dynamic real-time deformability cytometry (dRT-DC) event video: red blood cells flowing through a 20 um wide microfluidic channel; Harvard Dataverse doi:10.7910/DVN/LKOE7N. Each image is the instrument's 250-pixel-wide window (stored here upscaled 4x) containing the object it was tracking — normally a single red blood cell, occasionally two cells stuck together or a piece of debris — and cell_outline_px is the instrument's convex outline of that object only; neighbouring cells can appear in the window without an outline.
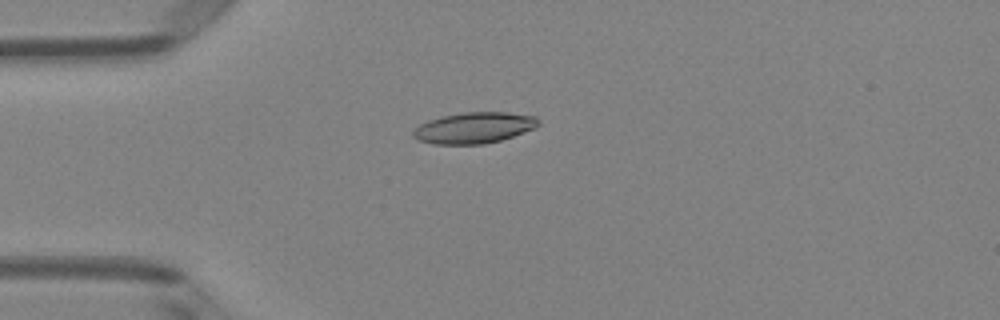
{"species": "Egyptian fruit bat (a non-hibernating species)", "species_latin": "Rousettus aegyptiacus", "temperature_condition": "room temperature", "stored_images_in_passage": 4, "camera_frame_rate_fps": 3000, "um_per_image_px": 0.085, "animal": {"sex": "female"}, "frame": {"image": 1, "passage_image": 3, "time_ms": 0.667, "image_size_px": [1000, 320], "cell_outline_px": [[540, 124], [536, 128], [500, 140], [484, 144], [432, 144], [416, 140], [412, 136], [412, 132], [420, 124], [428, 120], [444, 116], [464, 112], [508, 112], [536, 116], [540, 120]], "centroid_in_image_um": [40.31, 10.86], "position_along_channel_um": 44.7, "area_um2": 22.77}}